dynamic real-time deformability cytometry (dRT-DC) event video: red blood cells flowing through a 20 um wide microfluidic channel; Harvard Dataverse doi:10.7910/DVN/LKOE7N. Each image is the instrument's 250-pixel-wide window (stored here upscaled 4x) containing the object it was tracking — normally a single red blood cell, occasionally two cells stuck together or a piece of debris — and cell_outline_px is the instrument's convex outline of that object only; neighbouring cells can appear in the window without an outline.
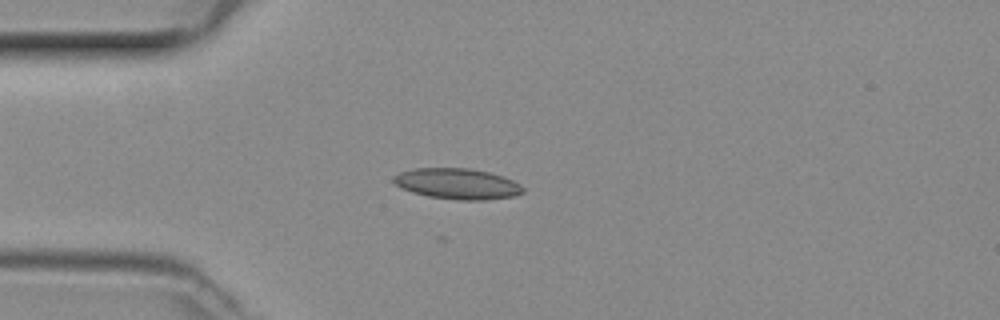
{"species": "common noctule bat (a hibernating species)", "species_latin": "Nyctalus noctula", "temperature_condition": "room temperature", "stored_images_in_passage": 40, "camera_frame_rate_fps": 3000, "um_per_image_px": 0.085, "animal": {"sex": "female", "body_mass_g": 29.2, "forearm_length_mm": 56.3}, "frame": {"image": 1, "passage_image": 12, "time_ms": 3.667, "image_size_px": [1000, 320], "cell_outline_px": [[524, 192], [512, 196], [484, 200], [460, 200], [428, 196], [412, 192], [400, 188], [392, 180], [392, 176], [400, 172], [416, 168], [468, 168], [488, 172], [504, 176], [520, 184], [524, 188]], "centroid_in_image_um": [38.86, 15.61], "position_along_channel_um": 46.1, "area_um2": 23.18}}
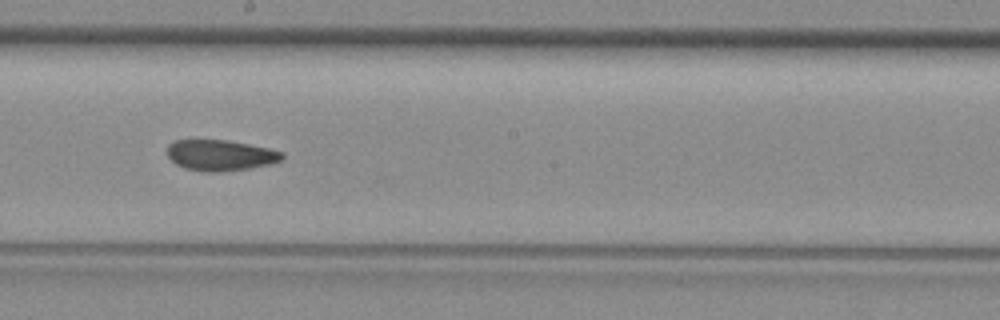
{"frame": {"image": 2, "passage_image": 26, "time_ms": 8.333, "image_size_px": [1000, 320], "cell_outline_px": [[284, 156], [280, 160], [268, 164], [252, 168], [220, 172], [204, 172], [184, 168], [176, 164], [168, 156], [168, 144], [176, 140], [228, 140], [268, 148], [284, 152]], "centroid_in_image_um": [18.73, 13.2], "position_along_channel_um": 229.5, "area_um2": 20.63}}
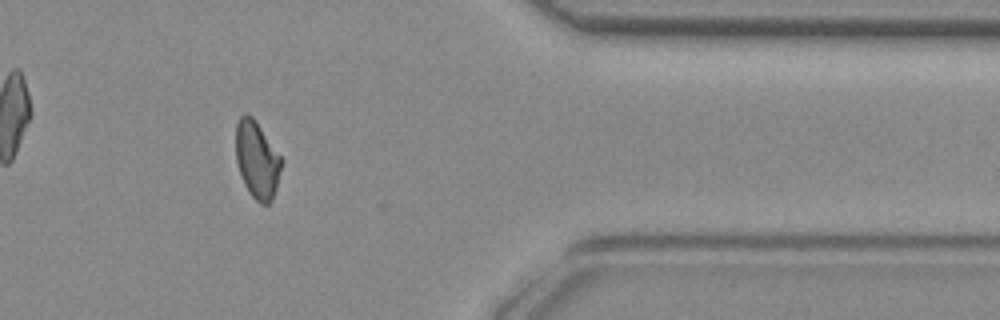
{"frame": {"image": 3, "passage_image": 39, "time_ms": 12.667, "image_size_px": [1000, 320], "cell_outline_px": [[284, 160], [276, 188], [272, 200], [268, 204], [260, 204], [248, 192], [244, 184], [236, 160], [236, 124], [240, 116], [252, 116], [256, 120]], "centroid_in_image_um": [21.87, 13.6], "position_along_channel_um": 389.5, "area_um2": 20.58}}